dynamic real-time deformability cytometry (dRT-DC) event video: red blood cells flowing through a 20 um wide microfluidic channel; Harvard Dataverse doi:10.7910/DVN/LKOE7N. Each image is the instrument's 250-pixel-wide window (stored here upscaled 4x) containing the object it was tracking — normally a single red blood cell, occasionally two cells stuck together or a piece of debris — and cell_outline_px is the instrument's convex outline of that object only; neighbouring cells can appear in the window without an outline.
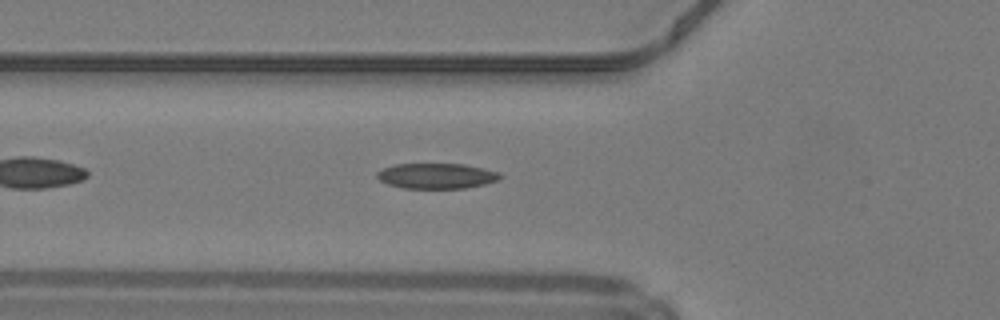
{"species": "common noctule bat (a hibernating species)", "species_latin": "Nyctalus noctula", "temperature_condition": "warm", "stored_images_in_passage": 37, "camera_frame_rate_fps": 3000, "um_per_image_px": 0.085, "animal": {"sex": "male", "body_mass_g": 19.2, "forearm_length_mm": 51.8}, "frame": {"image": 1, "passage_image": 6, "time_ms": 1.667, "image_size_px": [1000, 320], "cell_outline_px": [[504, 176], [500, 180], [484, 184], [464, 188], [404, 188], [388, 184], [380, 180], [376, 176], [376, 172], [384, 168], [396, 164], [464, 164], [500, 172]], "centroid_in_image_um": [37.14, 14.95], "position_along_channel_um": 88.7, "area_um2": 18.21}}
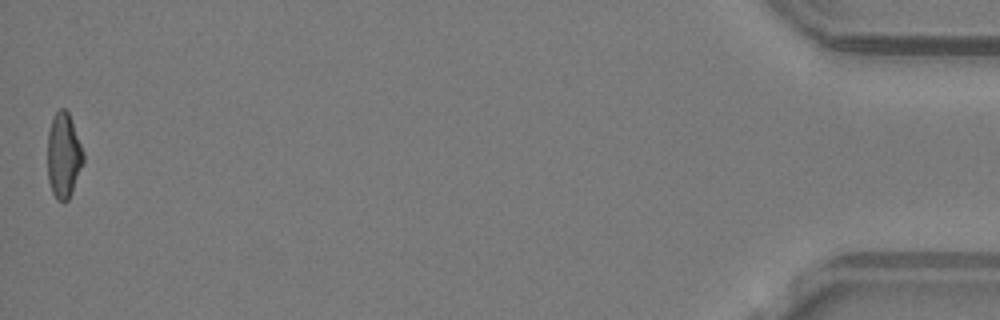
{"frame": {"image": 2, "passage_image": 37, "time_ms": 12.0, "image_size_px": [1000, 320], "cell_outline_px": [[84, 164], [72, 192], [68, 200], [56, 200], [52, 192], [48, 180], [48, 132], [52, 116], [60, 108], [64, 108], [68, 112], [84, 152]], "centroid_in_image_um": [5.41, 13.22], "position_along_channel_um": 429.8, "area_um2": 17.86}, "authors_computed_cell_mechanics": {"area_um2": 18.0914, "velocity_mm_per_s": 4.2478, "shape_relaxation_time_tau1_ms": 8.0144, "shape_relaxation_time_tau2_ms": 2.061, "deformation_change_tau1": 0.211, "deformation_change_tau2": 0.1023}}